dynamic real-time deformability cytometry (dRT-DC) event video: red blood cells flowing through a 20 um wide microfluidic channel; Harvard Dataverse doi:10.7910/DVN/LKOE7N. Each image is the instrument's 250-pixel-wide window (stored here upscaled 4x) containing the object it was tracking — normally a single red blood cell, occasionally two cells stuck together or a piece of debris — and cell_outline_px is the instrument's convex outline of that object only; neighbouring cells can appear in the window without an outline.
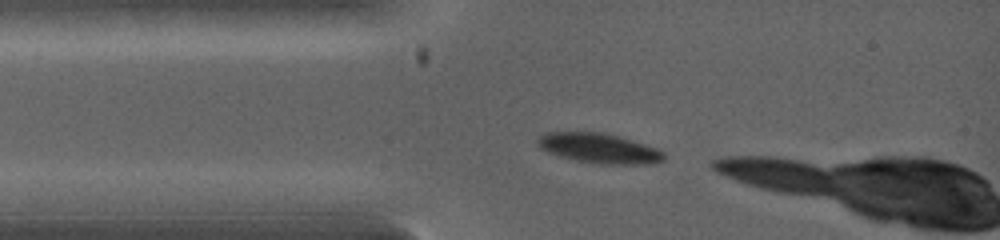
{"species": "common noctule bat (a hibernating species)", "species_latin": "Nyctalus noctula", "temperature_condition": "warm", "stored_images_in_passage": 6, "camera_frame_rate_fps": 5000, "um_per_image_px": 0.085, "animal": {"sex": "female", "body_mass_g": 19.0, "forearm_length_mm": 53.3}, "frame": {"image": 1, "passage_image": 1, "time_ms": 0.0, "image_size_px": [1000, 240], "cell_outline_px": [[664, 160], [652, 164], [600, 164], [576, 160], [560, 156], [548, 152], [540, 148], [536, 144], [536, 140], [544, 132], [600, 132], [620, 136], [656, 148], [664, 152]], "centroid_in_image_um": [50.91, 12.6], "position_along_channel_um": 34.1, "area_um2": 22.02}}
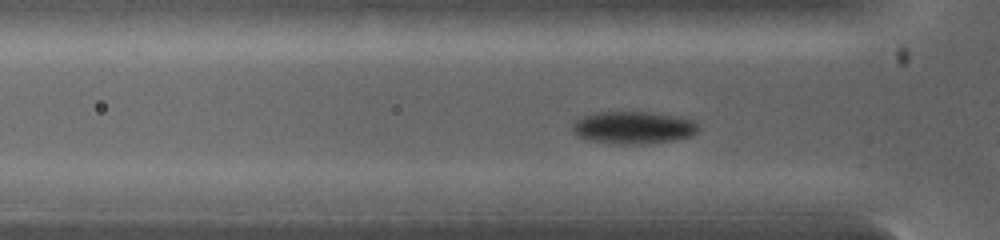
{"frame": {"image": 2, "passage_image": 4, "time_ms": 0.8, "image_size_px": [1000, 240], "cell_outline_px": [[700, 132], [692, 136], [672, 140], [640, 144], [620, 144], [588, 140], [576, 136], [572, 132], [572, 124], [576, 120], [592, 112], [652, 112], [680, 116], [696, 120], [700, 124]], "centroid_in_image_um": [53.89, 10.83], "position_along_channel_um": 71.9, "area_um2": 24.28}}